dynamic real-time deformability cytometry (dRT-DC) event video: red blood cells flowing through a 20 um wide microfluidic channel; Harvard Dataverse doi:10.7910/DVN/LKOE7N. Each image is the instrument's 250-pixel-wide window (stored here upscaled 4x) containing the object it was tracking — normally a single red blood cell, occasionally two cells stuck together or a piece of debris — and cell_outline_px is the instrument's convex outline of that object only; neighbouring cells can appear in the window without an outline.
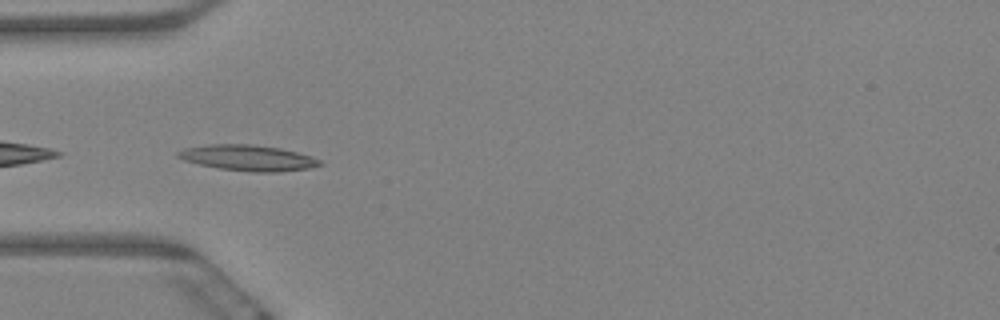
{"species": "Egyptian fruit bat (a non-hibernating species)", "species_latin": "Rousettus aegyptiacus", "temperature_condition": "warm", "stored_images_in_passage": 45, "camera_frame_rate_fps": 3000, "um_per_image_px": 0.085, "animal": {"sex": "female"}, "frame": {"image": 1, "passage_image": 2, "time_ms": 0.333, "image_size_px": [1000, 320], "cell_outline_px": [[324, 164], [312, 168], [280, 172], [252, 172], [220, 168], [200, 164], [184, 160], [176, 156], [176, 152], [184, 148], [208, 144], [252, 144], [280, 148], [312, 156], [320, 160]], "centroid_in_image_um": [21.11, 13.42], "position_along_channel_um": 63.9, "area_um2": 21.39}}
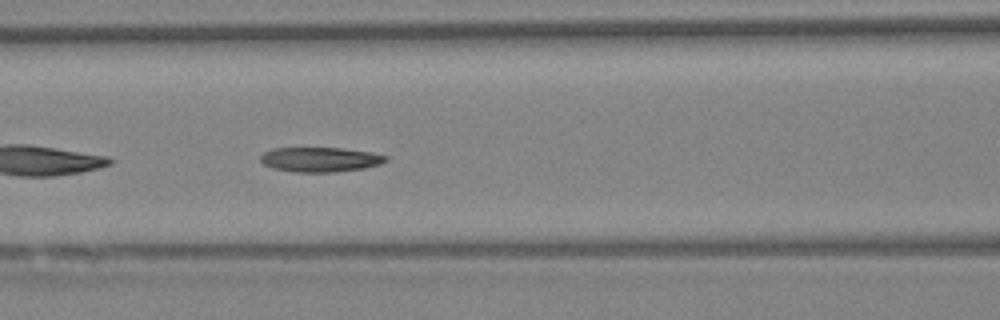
{"frame": {"image": 2, "passage_image": 9, "time_ms": 2.667, "image_size_px": [1000, 320], "cell_outline_px": [[388, 160], [380, 164], [364, 168], [336, 172], [296, 172], [272, 168], [264, 164], [260, 160], [260, 156], [264, 152], [272, 148], [344, 148], [372, 152], [388, 156]], "centroid_in_image_um": [27.23, 13.55], "position_along_channel_um": 139.4, "area_um2": 18.15}}
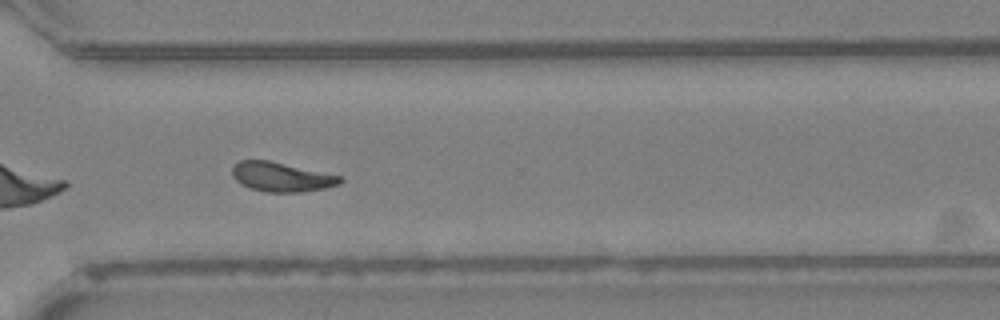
{"frame": {"image": 3, "passage_image": 28, "time_ms": 9.0, "image_size_px": [1000, 320], "cell_outline_px": [[344, 180], [340, 184], [324, 188], [300, 192], [264, 192], [248, 188], [240, 184], [232, 176], [232, 168], [240, 160], [268, 160], [344, 176]], "centroid_in_image_um": [23.94, 15.04], "position_along_channel_um": 346.7, "area_um2": 18.67}, "authors_computed_cell_mechanics": {"area_um2": 18.3804, "velocity_mm_per_s": 3.2707, "shape_relaxation_time_tau1_ms": 8.1358, "shape_relaxation_time_tau2_ms": 10.5269, "deformation_change_tau1": 0.1874, "deformation_change_tau2": 0.157}}